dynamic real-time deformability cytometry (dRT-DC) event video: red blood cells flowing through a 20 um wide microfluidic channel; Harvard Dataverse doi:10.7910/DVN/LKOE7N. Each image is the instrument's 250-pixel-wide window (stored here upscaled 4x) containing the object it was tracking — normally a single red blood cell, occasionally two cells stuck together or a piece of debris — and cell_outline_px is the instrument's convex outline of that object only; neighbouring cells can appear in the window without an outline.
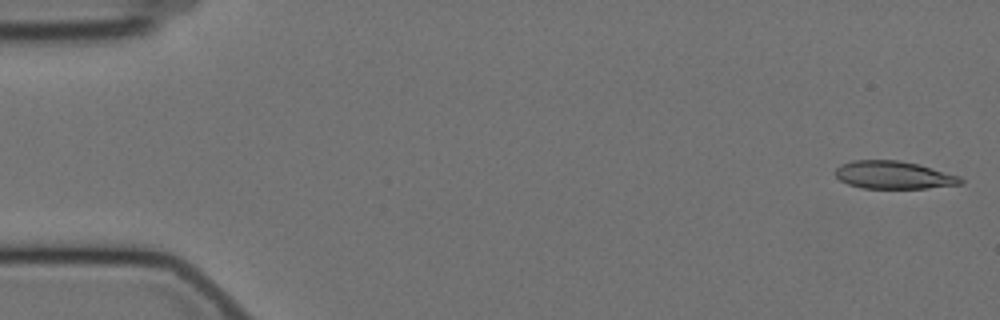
{"species": "Egyptian fruit bat (a non-hibernating species)", "species_latin": "Rousettus aegyptiacus", "temperature_condition": "cold", "stored_images_in_passage": 58, "segment_of_instrument_passage": [1, 2], "camera_frame_rate_fps": 3000, "um_per_image_px": 0.085, "animal": {"sex": "female"}, "frame": {"image": 1, "passage_image": 1, "time_ms": 0.0, "image_size_px": [1000, 320], "cell_outline_px": [[964, 184], [924, 188], [860, 188], [848, 184], [840, 180], [836, 176], [836, 168], [840, 164], [852, 160], [900, 160], [916, 164], [960, 176], [964, 180]], "centroid_in_image_um": [75.94, 14.88], "position_along_channel_um": 9.1, "area_um2": 20.23}}
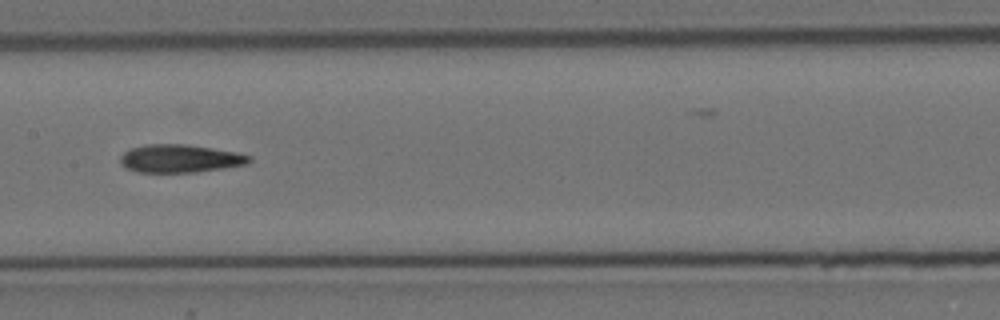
{"frame": {"image": 2, "passage_image": 28, "time_ms": 9.0, "image_size_px": [1000, 320], "cell_outline_px": [[252, 160], [248, 164], [224, 168], [196, 172], [136, 172], [120, 164], [120, 156], [128, 148], [148, 144], [188, 144], [236, 152], [252, 156]], "centroid_in_image_um": [15.3, 13.47], "position_along_channel_um": 192.1, "area_um2": 21.21}}
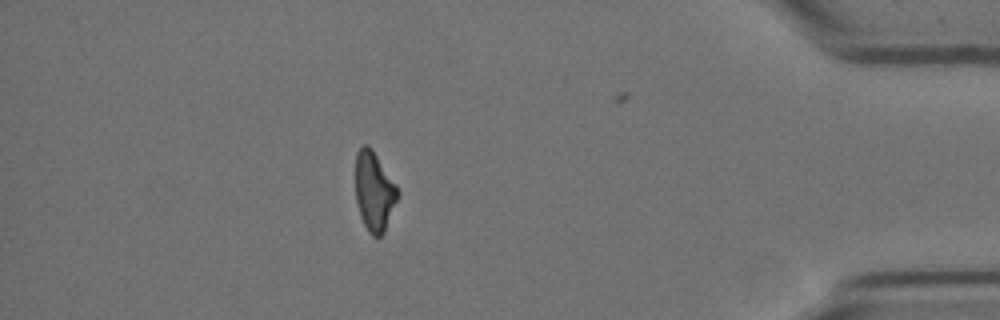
{"frame": {"image": 3, "passage_image": 50, "time_ms": 16.333, "image_size_px": [1000, 320], "cell_outline_px": [[400, 192], [384, 232], [380, 236], [372, 236], [368, 232], [360, 216], [356, 200], [356, 152], [364, 144], [368, 144], [372, 148], [396, 184]], "centroid_in_image_um": [31.81, 16.25], "position_along_channel_um": 403.4, "area_um2": 19.48}}